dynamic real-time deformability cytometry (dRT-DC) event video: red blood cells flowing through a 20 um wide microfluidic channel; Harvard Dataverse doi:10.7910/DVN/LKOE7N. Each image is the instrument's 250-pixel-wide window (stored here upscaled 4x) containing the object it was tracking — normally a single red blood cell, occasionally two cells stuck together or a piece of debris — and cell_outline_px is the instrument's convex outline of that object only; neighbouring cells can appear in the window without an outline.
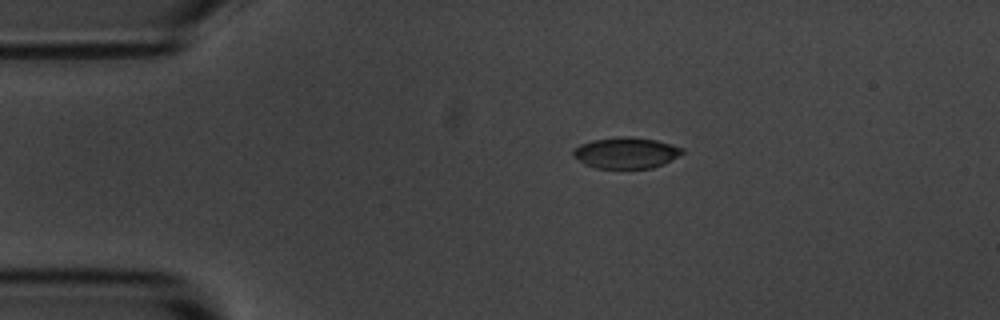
{"species": "common noctule bat (a hibernating species)", "species_latin": "Nyctalus noctula", "temperature_condition": "room temperature", "stored_images_in_passage": 3, "camera_frame_rate_fps": 3000, "um_per_image_px": 0.085, "animal": {"sex": "male", "body_mass_g": 20.1, "forearm_length_mm": 53.5}, "frame": {"image": 1, "passage_image": 1, "time_ms": 0.0, "image_size_px": [1000, 320], "cell_outline_px": [[684, 152], [664, 164], [652, 168], [596, 168], [584, 164], [572, 156], [572, 148], [580, 144], [592, 140], [624, 136], [628, 136], [656, 140], [684, 148]], "centroid_in_image_um": [53.18, 12.99], "position_along_channel_um": 31.8, "area_um2": 19.83}}
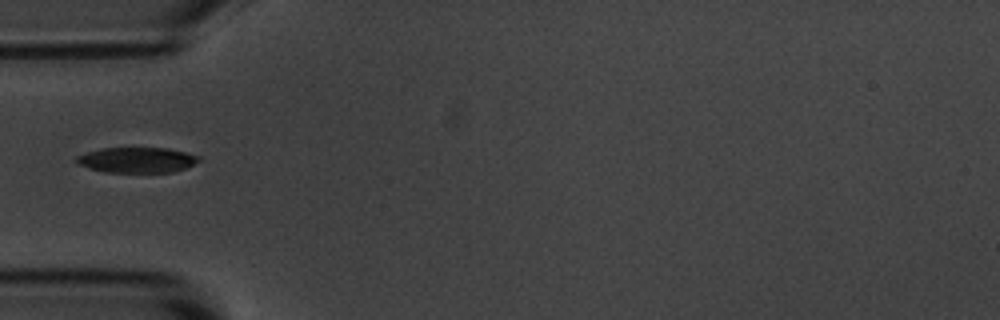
{"frame": {"image": 2, "passage_image": 3, "time_ms": 2.333, "image_size_px": [1000, 320], "cell_outline_px": [[200, 160], [184, 168], [172, 172], [104, 172], [88, 168], [76, 164], [72, 160], [76, 156], [100, 148], [168, 148], [200, 156]], "centroid_in_image_um": [11.56, 13.6], "position_along_channel_um": 73.4, "area_um2": 18.15}}